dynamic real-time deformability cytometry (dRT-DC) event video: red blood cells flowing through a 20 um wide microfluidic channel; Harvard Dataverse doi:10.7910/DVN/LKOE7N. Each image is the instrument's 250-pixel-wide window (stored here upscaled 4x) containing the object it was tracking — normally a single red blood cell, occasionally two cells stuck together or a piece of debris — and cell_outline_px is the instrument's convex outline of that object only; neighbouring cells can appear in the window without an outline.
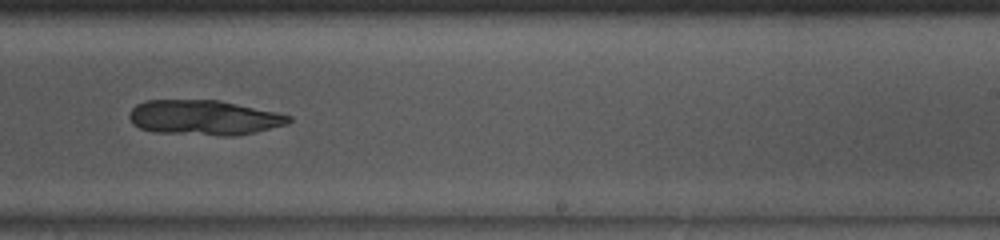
{"species": "common noctule bat (a hibernating species)", "species_latin": "Nyctalus noctula", "temperature_condition": "room temperature", "stored_images_in_passage": 36, "camera_frame_rate_fps": 3000, "um_per_image_px": 0.085, "animal": {"sex": "male", "body_mass_g": 13.0, "forearm_length_mm": 53.1}, "frame": {"image": 1, "passage_image": 18, "time_ms": 5.667, "image_size_px": [1000, 240], "cell_outline_px": [[292, 120], [288, 124], [256, 132], [236, 136], [220, 136], [156, 132], [140, 128], [132, 124], [128, 116], [132, 108], [136, 104], [148, 100], [220, 100], [276, 112], [292, 116]], "centroid_in_image_um": [17.35, 10.0], "position_along_channel_um": 271.6, "area_um2": 32.71}}
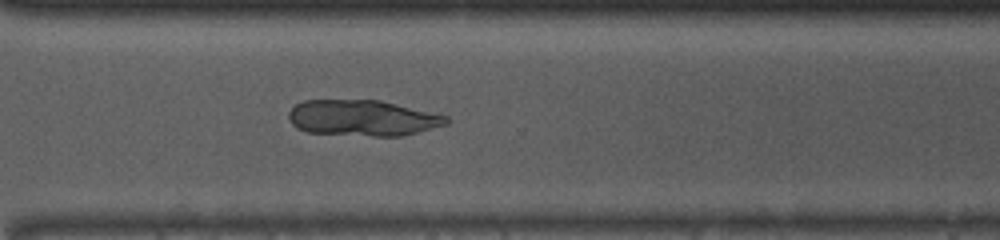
{"frame": {"image": 2, "passage_image": 23, "time_ms": 7.333, "image_size_px": [1000, 240], "cell_outline_px": [[448, 124], [404, 136], [372, 136], [308, 132], [296, 128], [292, 124], [288, 116], [288, 112], [296, 104], [304, 100], [380, 100], [448, 116]], "centroid_in_image_um": [30.82, 10.03], "position_along_channel_um": 339.8, "area_um2": 33.0}}